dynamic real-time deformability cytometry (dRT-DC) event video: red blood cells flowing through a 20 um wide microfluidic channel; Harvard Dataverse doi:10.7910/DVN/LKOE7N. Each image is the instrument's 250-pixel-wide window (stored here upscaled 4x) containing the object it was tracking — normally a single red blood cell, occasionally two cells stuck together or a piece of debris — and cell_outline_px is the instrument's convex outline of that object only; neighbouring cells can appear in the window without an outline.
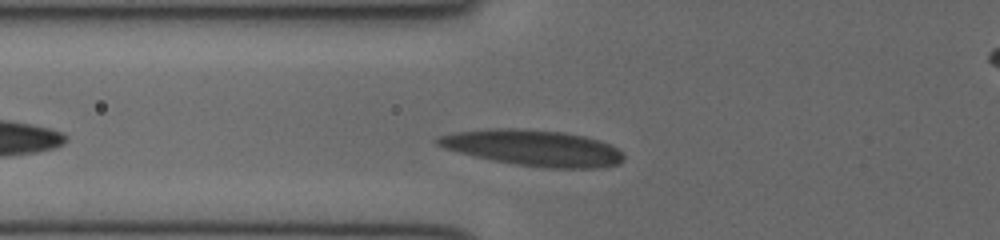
{"species": "human", "species_latin": "Homo sapiens", "temperature_condition": "cold", "stored_images_in_passage": 28, "camera_frame_rate_fps": 3000, "um_per_image_px": 0.085, "donor": {"sex": "female"}, "frame": {"image": 1, "passage_image": 4, "time_ms": 1.0, "image_size_px": [1000, 240], "cell_outline_px": [[624, 160], [620, 164], [596, 168], [548, 168], [516, 164], [492, 160], [456, 152], [444, 148], [436, 144], [436, 136], [456, 132], [488, 128], [524, 128], [564, 132], [584, 136], [608, 144], [616, 148], [624, 156]], "centroid_in_image_um": [45.28, 12.56], "position_along_channel_um": 80.5, "area_um2": 39.07}}
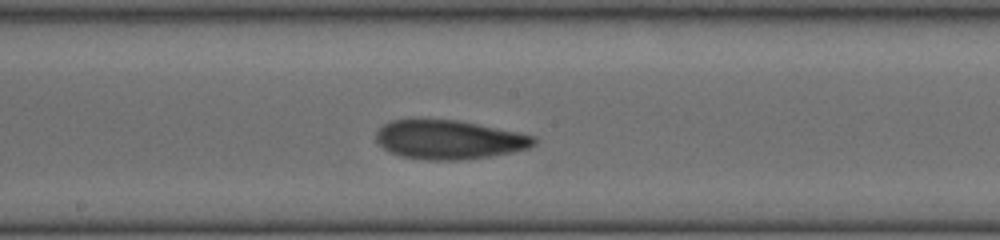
{"frame": {"image": 2, "passage_image": 13, "time_ms": 4.0, "image_size_px": [1000, 240], "cell_outline_px": [[536, 144], [528, 148], [512, 152], [492, 156], [460, 160], [428, 160], [400, 156], [384, 148], [376, 140], [376, 132], [384, 124], [392, 120], [456, 120], [536, 136]], "centroid_in_image_um": [38.18, 11.88], "position_along_channel_um": 210.0, "area_um2": 35.49}}
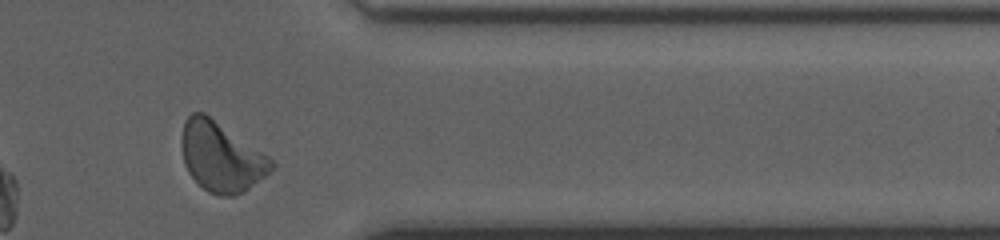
{"frame": {"image": 3, "passage_image": 26, "time_ms": 8.333, "image_size_px": [1000, 240], "cell_outline_px": [[276, 164], [264, 176], [244, 192], [232, 196], [216, 196], [208, 192], [188, 172], [184, 164], [180, 144], [180, 136], [184, 120], [192, 112], [204, 112], [268, 156]], "centroid_in_image_um": [18.75, 13.32], "position_along_channel_um": 392.7, "area_um2": 36.3}}